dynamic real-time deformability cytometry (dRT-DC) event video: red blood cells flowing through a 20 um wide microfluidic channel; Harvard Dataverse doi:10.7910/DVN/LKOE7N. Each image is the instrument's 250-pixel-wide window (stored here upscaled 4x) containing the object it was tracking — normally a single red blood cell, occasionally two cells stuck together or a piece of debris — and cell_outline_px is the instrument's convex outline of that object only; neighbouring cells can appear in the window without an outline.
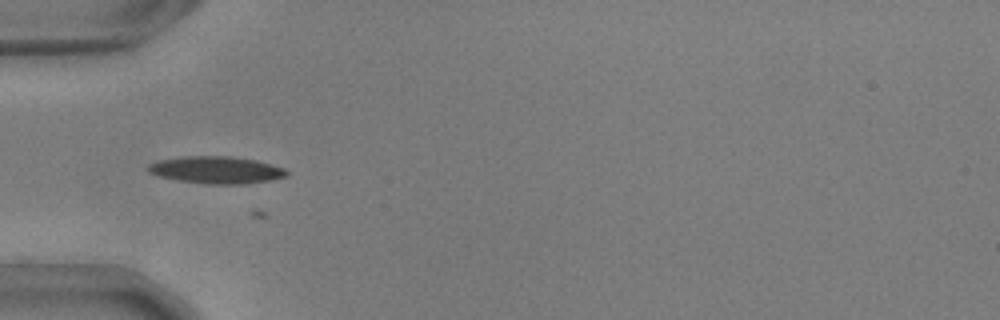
{"species": "common noctule bat (a hibernating species)", "species_latin": "Nyctalus noctula", "temperature_condition": "warm", "stored_images_in_passage": 8, "camera_frame_rate_fps": 3000, "um_per_image_px": 0.085, "animal": {"sex": "male", "body_mass_g": 17.9, "forearm_length_mm": 54.2}, "frame": {"image": 1, "passage_image": 2, "time_ms": 0.333, "image_size_px": [1000, 320], "cell_outline_px": [[288, 176], [272, 180], [244, 184], [204, 184], [180, 180], [160, 176], [148, 172], [148, 164], [160, 160], [184, 156], [228, 156], [256, 160], [284, 168], [288, 172]], "centroid_in_image_um": [18.42, 14.45], "position_along_channel_um": 66.6, "area_um2": 21.85}}